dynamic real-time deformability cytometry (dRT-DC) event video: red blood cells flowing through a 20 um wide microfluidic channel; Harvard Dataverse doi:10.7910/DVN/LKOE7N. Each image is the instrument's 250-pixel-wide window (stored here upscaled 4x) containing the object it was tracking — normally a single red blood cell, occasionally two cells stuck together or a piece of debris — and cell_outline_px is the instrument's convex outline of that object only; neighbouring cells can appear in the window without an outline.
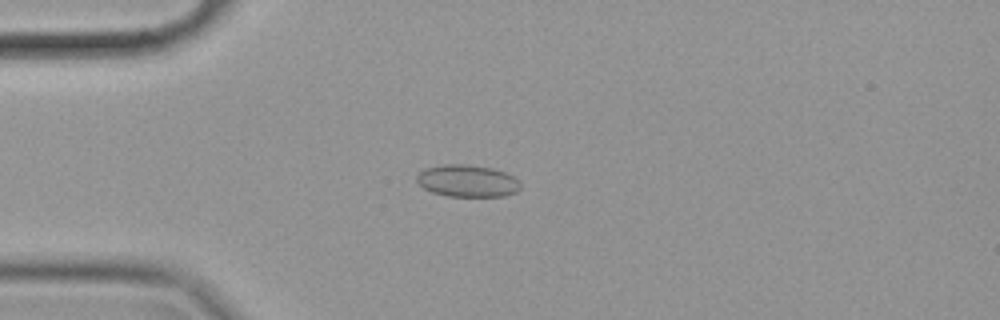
{"species": "common noctule bat (a hibernating species)", "species_latin": "Nyctalus noctula", "temperature_condition": "cold", "stored_images_in_passage": 57, "camera_frame_rate_fps": 3000, "um_per_image_px": 0.085, "animal": {"sex": "female", "body_mass_g": 19.9}, "frame": {"image": 1, "passage_image": 15, "time_ms": 4.667, "image_size_px": [1000, 320], "cell_outline_px": [[520, 188], [516, 192], [504, 196], [448, 196], [432, 192], [424, 188], [416, 180], [416, 176], [424, 168], [444, 164], [468, 164], [492, 168], [504, 172], [520, 180]], "centroid_in_image_um": [39.73, 15.37], "position_along_channel_um": 45.3, "area_um2": 19.42}}
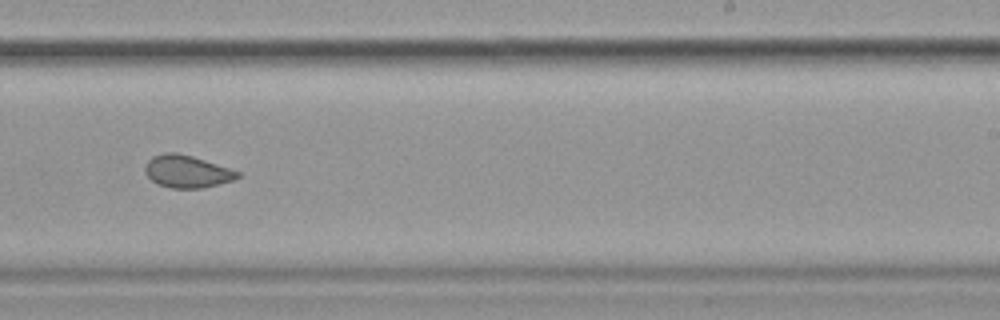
{"frame": {"image": 2, "passage_image": 36, "time_ms": 11.667, "image_size_px": [1000, 320], "cell_outline_px": [[240, 176], [236, 180], [204, 188], [172, 188], [156, 184], [144, 172], [144, 168], [148, 160], [152, 156], [164, 152], [176, 152], [192, 156], [240, 172]], "centroid_in_image_um": [15.88, 14.58], "position_along_channel_um": 273.1, "area_um2": 17.57}}
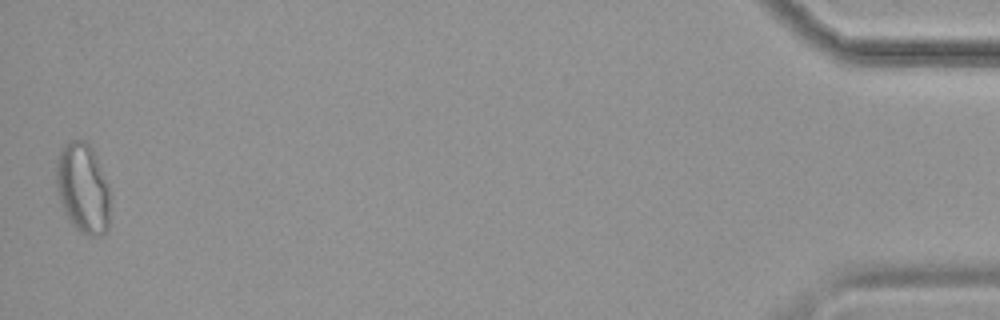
{"frame": {"image": 3, "passage_image": 57, "time_ms": 18.667, "image_size_px": [1000, 320], "cell_outline_px": [[108, 228], [100, 236], [88, 236], [80, 232], [72, 224], [60, 200], [56, 188], [56, 164], [60, 148], [64, 144], [72, 140], [84, 140], [92, 148], [96, 156], [108, 184]], "centroid_in_image_um": [7.03, 15.97], "position_along_channel_um": 428.2, "area_um2": 28.03}, "authors_computed_cell_mechanics": {"area_um2": 19.4208, "velocity_mm_per_s": 3.509, "shape_relaxation_time_tau1_ms": null, "shape_relaxation_time_tau2_ms": 1.6459, "deformation_change_tau1": null, "deformation_change_tau2": 0.067}}